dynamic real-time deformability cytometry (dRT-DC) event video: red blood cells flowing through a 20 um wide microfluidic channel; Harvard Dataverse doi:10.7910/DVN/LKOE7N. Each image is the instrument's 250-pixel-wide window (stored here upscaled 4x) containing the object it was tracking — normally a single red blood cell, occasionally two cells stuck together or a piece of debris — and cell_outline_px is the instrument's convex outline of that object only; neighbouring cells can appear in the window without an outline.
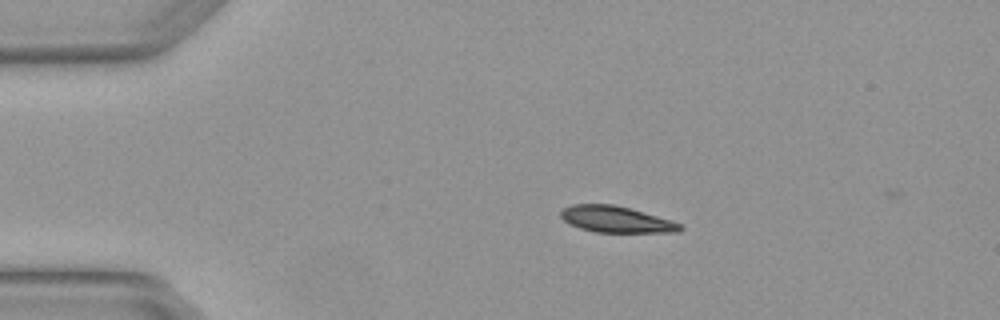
{"species": "Egyptian fruit bat (a non-hibernating species)", "species_latin": "Rousettus aegyptiacus", "temperature_condition": "warm", "stored_images_in_passage": 2, "camera_frame_rate_fps": 3000, "um_per_image_px": 0.085, "animal": {"sex": "female"}, "frame": {"image": 1, "passage_image": 1, "time_ms": 0.0, "image_size_px": [1000, 320], "cell_outline_px": [[684, 228], [680, 232], [596, 232], [580, 228], [564, 220], [560, 216], [560, 212], [564, 208], [572, 204], [612, 204], [628, 208], [672, 220], [680, 224]], "centroid_in_image_um": [52.38, 18.65], "position_along_channel_um": 32.6, "area_um2": 18.09}}